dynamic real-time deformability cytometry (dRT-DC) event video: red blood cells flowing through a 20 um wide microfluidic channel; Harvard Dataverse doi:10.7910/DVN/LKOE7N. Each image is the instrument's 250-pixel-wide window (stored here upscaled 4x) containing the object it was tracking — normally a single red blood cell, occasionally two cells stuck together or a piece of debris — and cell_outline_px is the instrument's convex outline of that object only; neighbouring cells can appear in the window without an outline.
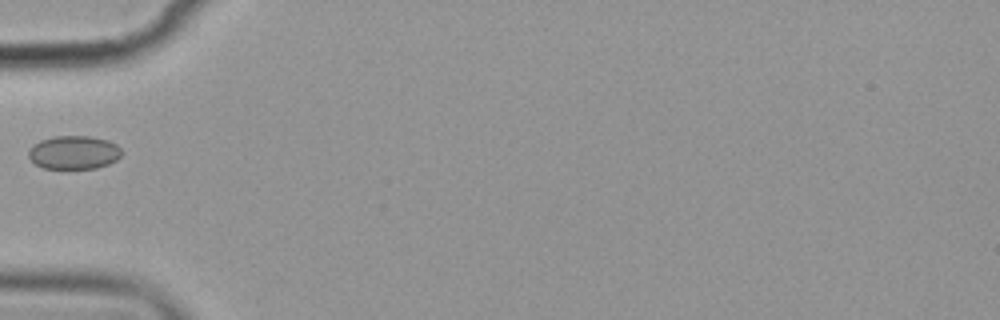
{"species": "common noctule bat (a hibernating species)", "species_latin": "Nyctalus noctula", "temperature_condition": "cold", "stored_images_in_passage": 6, "camera_frame_rate_fps": 3000, "um_per_image_px": 0.085, "animal": {"sex": "female", "body_mass_g": 19.9}, "frame": {"image": 1, "passage_image": 6, "time_ms": 6.0, "image_size_px": [1000, 320], "cell_outline_px": [[124, 152], [116, 160], [108, 164], [96, 168], [44, 168], [36, 164], [28, 156], [28, 152], [40, 140], [56, 136], [88, 136], [108, 140], [116, 144]], "centroid_in_image_um": [6.32, 12.95], "position_along_channel_um": 78.7, "area_um2": 17.98}}